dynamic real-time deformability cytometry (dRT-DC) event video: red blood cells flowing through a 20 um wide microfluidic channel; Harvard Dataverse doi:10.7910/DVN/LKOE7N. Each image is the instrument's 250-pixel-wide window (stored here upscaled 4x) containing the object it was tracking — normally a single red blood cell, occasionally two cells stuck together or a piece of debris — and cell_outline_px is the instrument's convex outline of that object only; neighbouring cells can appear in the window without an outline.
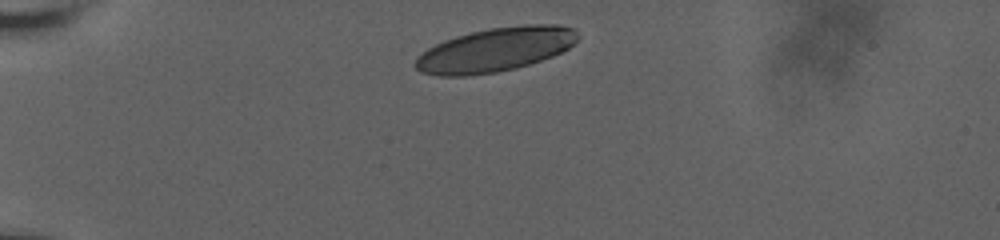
{"species": "human", "species_latin": "Homo sapiens", "temperature_condition": "room temperature", "stored_images_in_passage": 2, "camera_frame_rate_fps": 3000, "um_per_image_px": 0.085, "donor": {"sex": "male"}, "frame": {"image": 1, "passage_image": 1, "time_ms": 0.0, "image_size_px": [1000, 240], "cell_outline_px": [[580, 36], [568, 48], [552, 56], [516, 68], [496, 72], [464, 76], [440, 76], [420, 72], [412, 64], [416, 56], [428, 48], [444, 40], [456, 36], [488, 28], [524, 24], [560, 24], [576, 28]], "centroid_in_image_um": [42.09, 4.21], "position_along_channel_um": 42.9, "area_um2": 41.85}}